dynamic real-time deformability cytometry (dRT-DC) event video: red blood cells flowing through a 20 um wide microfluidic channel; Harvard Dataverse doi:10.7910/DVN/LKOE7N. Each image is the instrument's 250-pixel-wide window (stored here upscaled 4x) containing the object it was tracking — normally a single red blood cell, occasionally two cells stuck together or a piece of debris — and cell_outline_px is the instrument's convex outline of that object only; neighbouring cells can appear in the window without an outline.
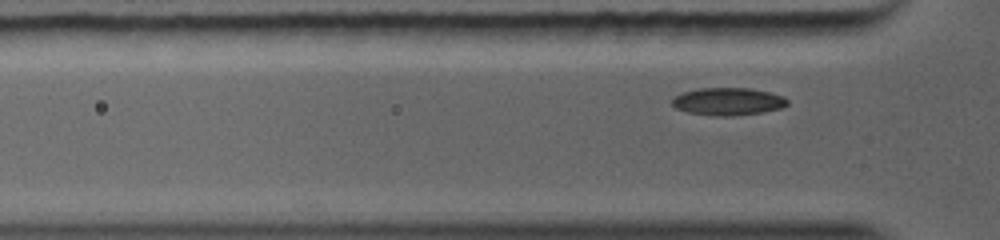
{"species": "common noctule bat (a hibernating species)", "species_latin": "Nyctalus noctula", "temperature_condition": "warm", "stored_images_in_passage": 6, "camera_frame_rate_fps": 5000, "um_per_image_px": 0.085, "animal": {"sex": "female", "body_mass_g": 19.0, "forearm_length_mm": 56.7}, "frame": {"image": 1, "passage_image": 6, "time_ms": 0.6, "image_size_px": [1000, 240], "cell_outline_px": [[788, 104], [780, 108], [760, 112], [688, 112], [676, 108], [672, 104], [672, 96], [684, 92], [700, 88], [752, 88], [784, 96], [788, 100]], "centroid_in_image_um": [61.89, 8.54], "position_along_channel_um": 63.9, "area_um2": 17.17}}